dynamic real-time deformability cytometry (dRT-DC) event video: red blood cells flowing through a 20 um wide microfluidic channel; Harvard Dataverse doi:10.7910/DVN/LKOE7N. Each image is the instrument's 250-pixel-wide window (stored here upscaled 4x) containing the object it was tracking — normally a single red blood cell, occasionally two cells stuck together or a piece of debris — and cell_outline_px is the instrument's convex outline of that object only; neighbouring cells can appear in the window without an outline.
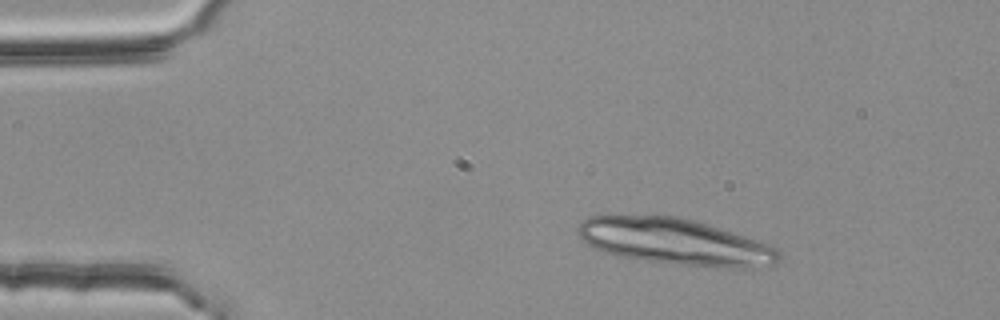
{"species": "common noctule bat (a hibernating species)", "species_latin": "Nyctalus noctula", "temperature_condition": "room temperature", "stored_images_in_passage": 2, "camera_frame_rate_fps": 3000, "um_per_image_px": 0.085, "animal": {"sex": "female", "body_mass_g": 25.1}, "frame": {"image": 1, "passage_image": 1, "time_ms": 0.0, "image_size_px": [1000, 320], "cell_outline_px": [[784, 252], [780, 260], [776, 264], [752, 268], [732, 268], [672, 264], [644, 260], [620, 256], [604, 252], [592, 248], [576, 232], [576, 224], [588, 216], [676, 216], [692, 220], [772, 244], [780, 248]], "centroid_in_image_um": [57.43, 20.56], "position_along_channel_um": 27.6, "area_um2": 54.51}}